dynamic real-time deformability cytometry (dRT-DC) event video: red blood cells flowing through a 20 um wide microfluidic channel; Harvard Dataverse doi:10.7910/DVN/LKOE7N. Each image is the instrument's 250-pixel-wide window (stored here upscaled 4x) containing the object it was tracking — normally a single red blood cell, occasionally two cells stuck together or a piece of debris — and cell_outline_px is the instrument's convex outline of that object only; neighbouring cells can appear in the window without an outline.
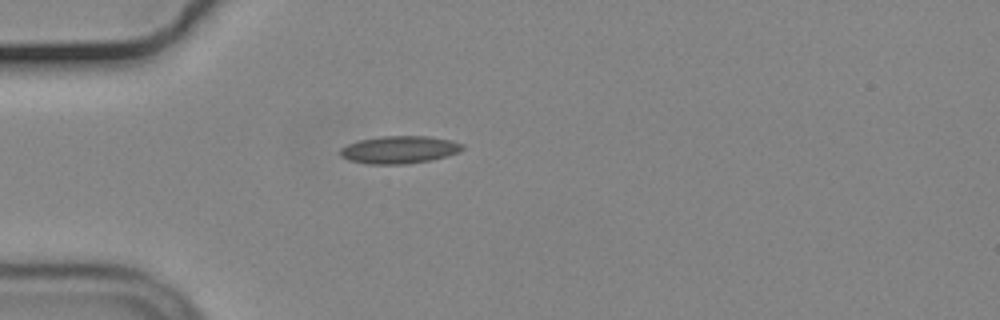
{"species": "common noctule bat (a hibernating species)", "species_latin": "Nyctalus noctula", "temperature_condition": "cold", "stored_images_in_passage": 41, "camera_frame_rate_fps": 3000, "um_per_image_px": 0.085, "animal": {"sex": "male", "body_mass_g": 19.2, "forearm_length_mm": 51.8}, "frame": {"image": 1, "passage_image": 1, "time_ms": 0.0, "image_size_px": [1000, 320], "cell_outline_px": [[464, 148], [460, 152], [432, 160], [408, 164], [368, 164], [348, 160], [340, 156], [340, 148], [348, 144], [360, 140], [380, 136], [428, 136], [452, 140], [464, 144]], "centroid_in_image_um": [33.96, 12.73], "position_along_channel_um": 51.0, "area_um2": 19.83}}
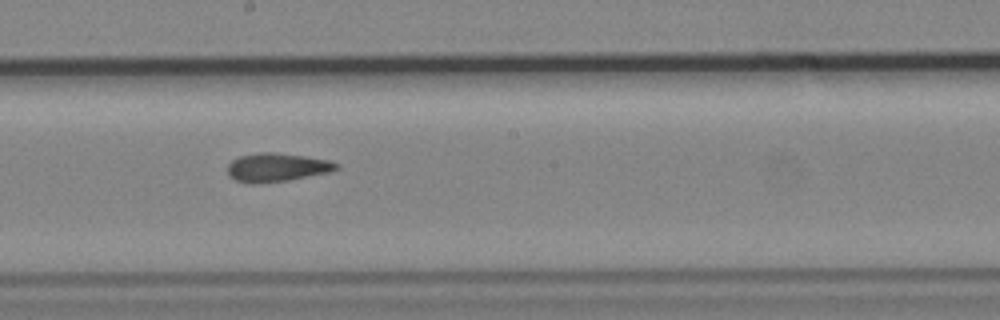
{"frame": {"image": 2, "passage_image": 16, "time_ms": 5.0, "image_size_px": [1000, 320], "cell_outline_px": [[340, 168], [332, 172], [288, 180], [256, 184], [248, 184], [236, 180], [228, 176], [228, 164], [232, 160], [240, 156], [260, 152], [276, 152], [304, 156], [328, 160], [340, 164]], "centroid_in_image_um": [23.55, 14.23], "position_along_channel_um": 224.7, "area_um2": 18.32}}
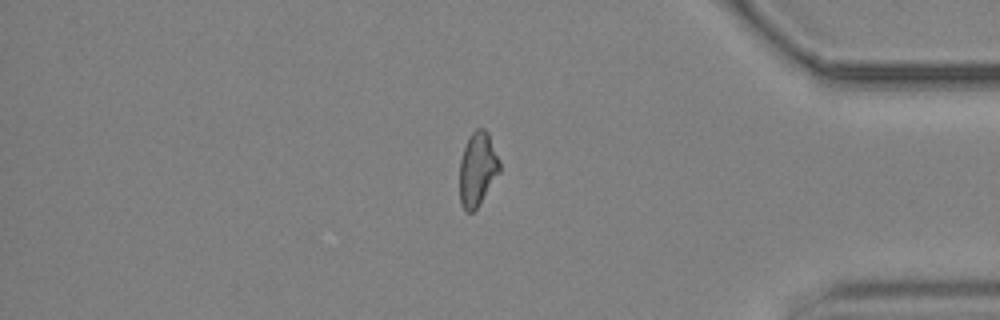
{"frame": {"image": 3, "passage_image": 32, "time_ms": 10.333, "image_size_px": [1000, 320], "cell_outline_px": [[500, 172], [476, 208], [472, 212], [464, 212], [460, 204], [460, 160], [468, 136], [476, 128], [484, 128], [488, 132], [500, 160]], "centroid_in_image_um": [40.59, 14.35], "position_along_channel_um": 394.6, "area_um2": 17.28}, "authors_computed_cell_mechanics": {"area_um2": 17.7446, "velocity_mm_per_s": 3.716, "shape_relaxation_time_tau1_ms": null, "shape_relaxation_time_tau2_ms": 4.4873, "deformation_change_tau1": null, "deformation_change_tau2": 0.128}}